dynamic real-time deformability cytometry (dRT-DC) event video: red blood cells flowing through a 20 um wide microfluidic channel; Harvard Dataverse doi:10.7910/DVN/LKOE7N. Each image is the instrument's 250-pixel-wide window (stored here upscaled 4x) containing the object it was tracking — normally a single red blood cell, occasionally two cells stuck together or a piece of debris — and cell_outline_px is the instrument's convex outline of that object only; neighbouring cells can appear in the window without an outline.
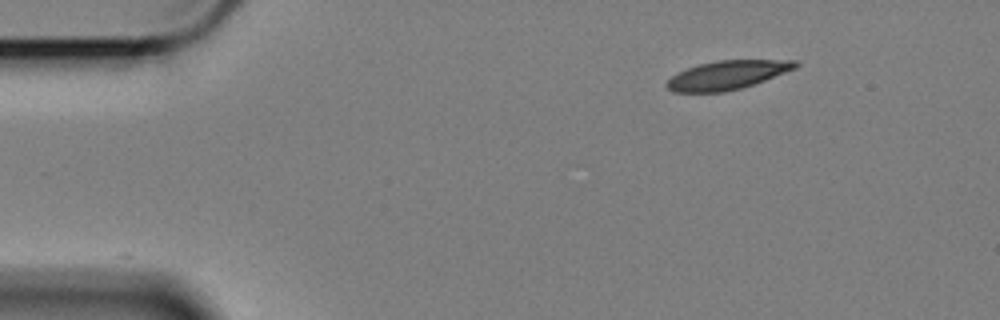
{"species": "Egyptian fruit bat (a non-hibernating species)", "species_latin": "Rousettus aegyptiacus", "temperature_condition": "cold", "stored_images_in_passage": 37, "camera_frame_rate_fps": 3000, "um_per_image_px": 0.085, "animal": {"sex": "female"}, "frame": {"image": 1, "passage_image": 1, "time_ms": 0.0, "image_size_px": [1000, 320], "cell_outline_px": [[800, 64], [796, 68], [764, 80], [740, 88], [724, 92], [672, 92], [664, 84], [672, 76], [688, 68], [700, 64], [716, 60], [796, 60]], "centroid_in_image_um": [61.81, 6.37], "position_along_channel_um": 23.2, "area_um2": 21.33}}
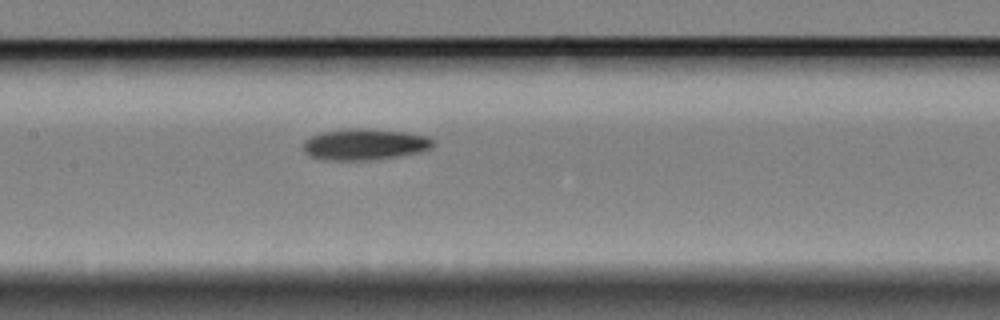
{"frame": {"image": 2, "passage_image": 21, "time_ms": 6.667, "image_size_px": [1000, 320], "cell_outline_px": [[436, 144], [432, 148], [420, 152], [396, 156], [368, 160], [328, 160], [312, 156], [304, 152], [304, 140], [320, 132], [348, 128], [364, 128], [404, 132], [428, 136], [436, 140]], "centroid_in_image_um": [31.04, 12.26], "position_along_channel_um": 176.4, "area_um2": 23.7}}
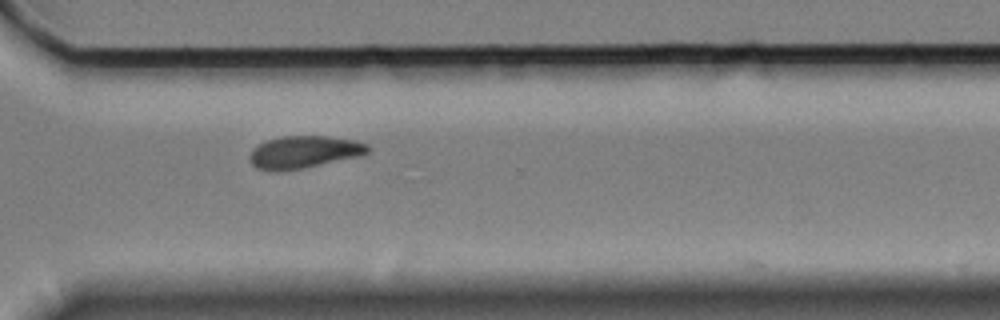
{"frame": {"image": 3, "passage_image": 36, "time_ms": 11.667, "image_size_px": [1000, 320], "cell_outline_px": [[372, 148], [368, 152], [356, 156], [300, 168], [256, 168], [252, 164], [252, 148], [268, 140], [280, 136], [328, 136], [356, 140], [368, 144]], "centroid_in_image_um": [25.92, 12.86], "position_along_channel_um": 344.7, "area_um2": 21.21}}